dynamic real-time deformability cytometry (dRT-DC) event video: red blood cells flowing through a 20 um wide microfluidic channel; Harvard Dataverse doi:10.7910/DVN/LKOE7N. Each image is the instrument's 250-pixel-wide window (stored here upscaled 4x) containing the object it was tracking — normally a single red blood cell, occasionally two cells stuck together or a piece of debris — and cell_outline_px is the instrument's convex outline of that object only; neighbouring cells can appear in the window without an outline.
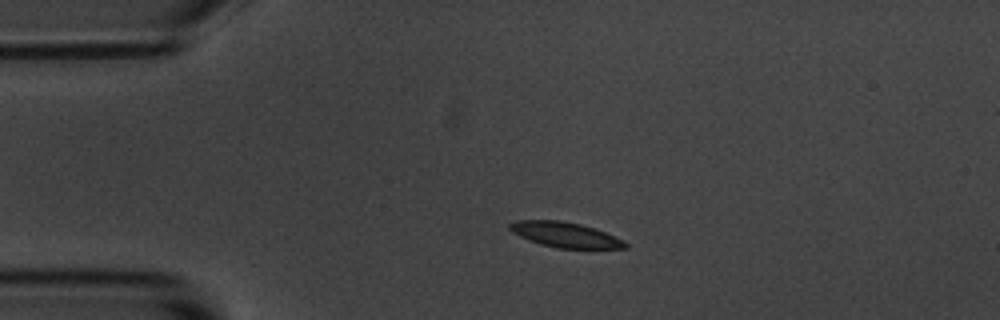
{"species": "common noctule bat (a hibernating species)", "species_latin": "Nyctalus noctula", "temperature_condition": "room temperature", "stored_images_in_passage": 2, "camera_frame_rate_fps": 3000, "um_per_image_px": 0.085, "animal": {"sex": "male", "body_mass_g": 20.1, "forearm_length_mm": 53.5}, "frame": {"image": 1, "passage_image": 1, "time_ms": 0.0, "image_size_px": [1000, 320], "cell_outline_px": [[628, 248], [556, 248], [540, 244], [528, 240], [512, 232], [508, 228], [508, 224], [516, 220], [560, 220], [580, 224], [604, 232], [624, 240], [628, 244]], "centroid_in_image_um": [48.0, 19.95], "position_along_channel_um": 37.0, "area_um2": 16.88}}